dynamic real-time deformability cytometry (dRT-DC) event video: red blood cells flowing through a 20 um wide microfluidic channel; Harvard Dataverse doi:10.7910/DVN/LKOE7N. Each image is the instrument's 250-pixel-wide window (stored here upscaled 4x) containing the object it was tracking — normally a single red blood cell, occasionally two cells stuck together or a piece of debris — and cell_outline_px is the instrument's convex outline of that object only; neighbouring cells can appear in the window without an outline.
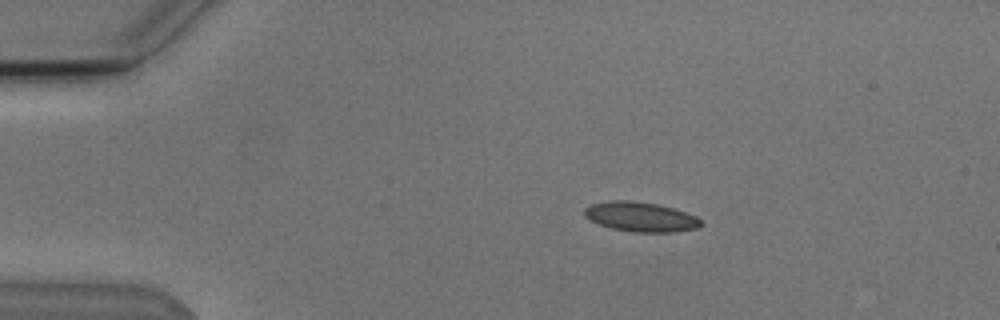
{"species": "Egyptian fruit bat (a non-hibernating species)", "species_latin": "Rousettus aegyptiacus", "temperature_condition": "cold", "stored_images_in_passage": 5, "camera_frame_rate_fps": 3000, "um_per_image_px": 0.085, "animal": {"sex": "male"}, "frame": {"image": 1, "passage_image": 2, "time_ms": 2.333, "image_size_px": [1000, 320], "cell_outline_px": [[704, 224], [696, 228], [672, 232], [636, 232], [612, 228], [588, 220], [584, 216], [584, 208], [592, 204], [612, 200], [632, 200], [656, 204], [672, 208], [696, 216]], "centroid_in_image_um": [54.43, 18.43], "position_along_channel_um": 30.6, "area_um2": 20.0}}
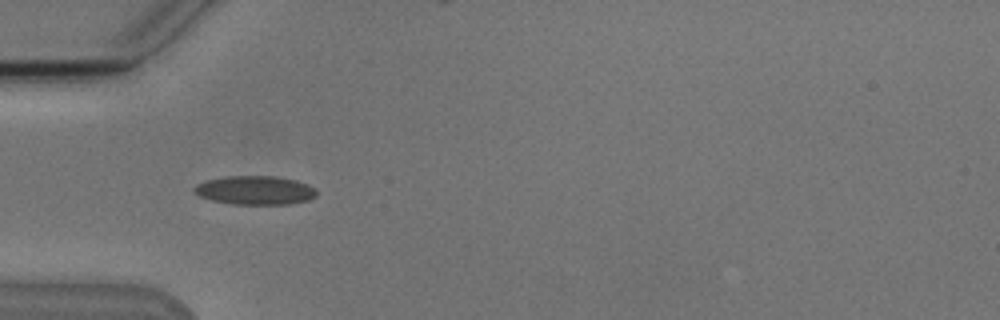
{"frame": {"image": 2, "passage_image": 4, "time_ms": 4.667, "image_size_px": [1000, 320], "cell_outline_px": [[316, 196], [308, 200], [292, 204], [232, 204], [212, 200], [200, 196], [192, 192], [192, 188], [196, 184], [208, 180], [224, 176], [272, 176], [296, 180], [308, 184], [316, 188]], "centroid_in_image_um": [21.68, 16.17], "position_along_channel_um": 63.3, "area_um2": 20.63}}